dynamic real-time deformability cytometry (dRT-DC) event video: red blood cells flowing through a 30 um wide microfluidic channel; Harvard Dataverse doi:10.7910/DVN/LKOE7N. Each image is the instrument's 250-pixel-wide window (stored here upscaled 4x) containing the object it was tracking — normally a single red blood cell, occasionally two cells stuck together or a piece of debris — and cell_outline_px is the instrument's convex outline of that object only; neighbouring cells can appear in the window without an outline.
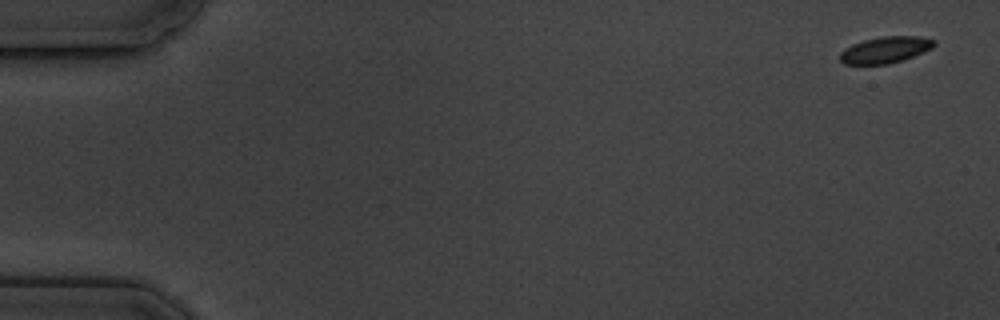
{"species": "common noctule bat (a hibernating species)", "species_latin": "Nyctalus noctula", "temperature_condition": "cold", "stored_images_in_passage": 4, "camera_frame_rate_fps": 3000, "um_per_image_px": 0.085, "animal": {"sex": "male", "body_mass_g": 19.5, "forearm_length_mm": 54.6}, "frame": {"image": 1, "passage_image": 1, "time_ms": 0.0, "image_size_px": [1000, 320], "cell_outline_px": [[936, 44], [932, 48], [924, 52], [904, 60], [888, 64], [844, 64], [840, 60], [840, 52], [844, 48], [852, 44], [864, 40], [880, 36], [916, 36], [936, 40]], "centroid_in_image_um": [75.26, 4.23], "position_along_channel_um": 9.7, "area_um2": 14.62}}